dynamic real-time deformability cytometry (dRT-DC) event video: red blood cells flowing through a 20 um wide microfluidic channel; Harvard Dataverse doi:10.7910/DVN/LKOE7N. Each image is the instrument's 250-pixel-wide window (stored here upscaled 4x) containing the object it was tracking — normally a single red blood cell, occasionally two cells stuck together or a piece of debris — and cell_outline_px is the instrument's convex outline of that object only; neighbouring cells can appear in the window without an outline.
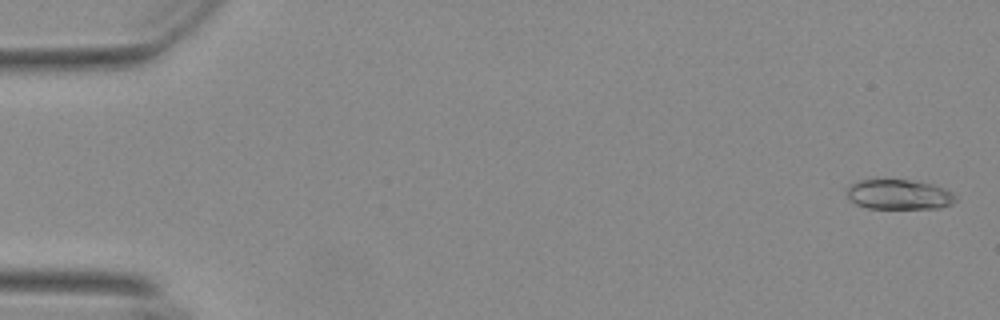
{"species": "Egyptian fruit bat (a non-hibernating species)", "species_latin": "Rousettus aegyptiacus", "temperature_condition": "warm", "stored_images_in_passage": 12, "camera_frame_rate_fps": 3000, "um_per_image_px": 0.085, "animal": {"sex": "female"}, "frame": {"image": 1, "passage_image": 1, "time_ms": 0.0, "image_size_px": [1000, 320], "cell_outline_px": [[956, 200], [952, 204], [940, 208], [868, 208], [856, 204], [848, 196], [848, 188], [852, 184], [860, 180], [908, 180], [932, 184], [944, 188], [952, 192], [956, 196]], "centroid_in_image_um": [76.46, 16.54], "position_along_channel_um": 8.5, "area_um2": 18.73}}